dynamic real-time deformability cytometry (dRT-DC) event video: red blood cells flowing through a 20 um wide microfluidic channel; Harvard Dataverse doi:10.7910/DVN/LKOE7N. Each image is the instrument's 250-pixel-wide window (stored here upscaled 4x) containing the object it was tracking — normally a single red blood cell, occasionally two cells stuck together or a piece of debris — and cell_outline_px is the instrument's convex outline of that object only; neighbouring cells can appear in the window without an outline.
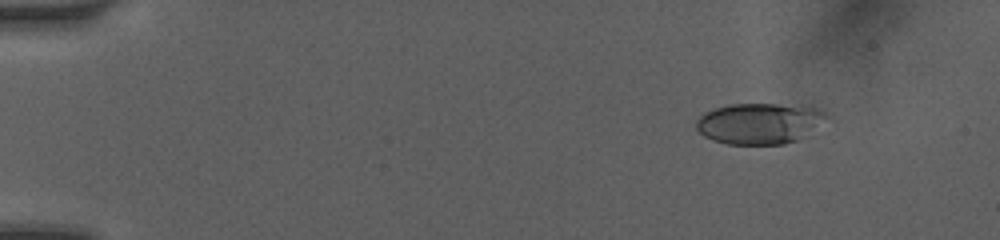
{"species": "human", "species_latin": "Homo sapiens", "temperature_condition": "room temperature", "stored_images_in_passage": 81, "camera_frame_rate_fps": 3000, "um_per_image_px": 0.085, "donor": {"sex": "female"}, "frame": {"image": 1, "passage_image": 10, "time_ms": 2.0, "image_size_px": [1000, 240], "cell_outline_px": [[828, 116], [796, 140], [784, 144], [728, 144], [712, 140], [704, 136], [696, 128], [696, 120], [704, 112], [712, 108], [732, 104], [776, 104], [816, 108], [824, 112]], "centroid_in_image_um": [64.44, 10.48], "position_along_channel_um": 20.6, "area_um2": 30.46}}
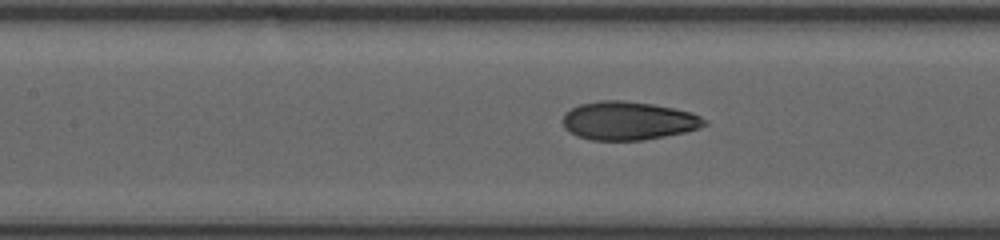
{"frame": {"image": 2, "passage_image": 49, "time_ms": 8.0, "image_size_px": [1000, 240], "cell_outline_px": [[708, 124], [684, 132], [644, 140], [592, 140], [576, 136], [568, 132], [564, 128], [564, 116], [572, 108], [580, 104], [600, 100], [624, 100], [652, 104], [692, 112], [708, 120]], "centroid_in_image_um": [53.41, 10.26], "position_along_channel_um": 154.0, "area_um2": 31.62}}
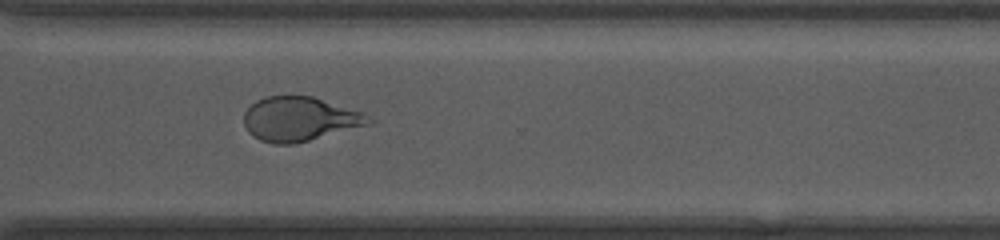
{"frame": {"image": 3, "passage_image": 80, "time_ms": 12.667, "image_size_px": [1000, 240], "cell_outline_px": [[376, 124], [292, 144], [276, 144], [260, 140], [252, 136], [248, 132], [244, 124], [244, 112], [256, 100], [264, 96], [312, 96], [360, 112], [372, 120]], "centroid_in_image_um": [25.46, 10.13], "position_along_channel_um": 345.1, "area_um2": 32.14}}